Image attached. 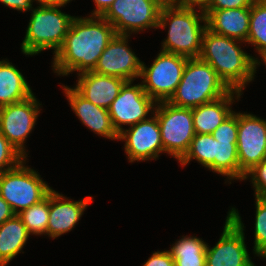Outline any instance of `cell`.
Wrapping results in <instances>:
<instances>
[{
    "mask_svg": "<svg viewBox=\"0 0 266 266\" xmlns=\"http://www.w3.org/2000/svg\"><path fill=\"white\" fill-rule=\"evenodd\" d=\"M115 34L113 25L102 16H75L64 44L52 58V70L63 77L93 71Z\"/></svg>",
    "mask_w": 266,
    "mask_h": 266,
    "instance_id": "obj_1",
    "label": "cell"
},
{
    "mask_svg": "<svg viewBox=\"0 0 266 266\" xmlns=\"http://www.w3.org/2000/svg\"><path fill=\"white\" fill-rule=\"evenodd\" d=\"M246 43L205 29L199 59L210 64L231 90L243 93L257 73L256 60L242 49Z\"/></svg>",
    "mask_w": 266,
    "mask_h": 266,
    "instance_id": "obj_2",
    "label": "cell"
},
{
    "mask_svg": "<svg viewBox=\"0 0 266 266\" xmlns=\"http://www.w3.org/2000/svg\"><path fill=\"white\" fill-rule=\"evenodd\" d=\"M203 24V25H202ZM161 51L191 58L201 52L202 36L207 28L202 8L164 4L159 14L158 29H167Z\"/></svg>",
    "mask_w": 266,
    "mask_h": 266,
    "instance_id": "obj_3",
    "label": "cell"
},
{
    "mask_svg": "<svg viewBox=\"0 0 266 266\" xmlns=\"http://www.w3.org/2000/svg\"><path fill=\"white\" fill-rule=\"evenodd\" d=\"M231 89L210 64L199 58L187 60L182 79L169 103L181 108H195L227 95Z\"/></svg>",
    "mask_w": 266,
    "mask_h": 266,
    "instance_id": "obj_4",
    "label": "cell"
},
{
    "mask_svg": "<svg viewBox=\"0 0 266 266\" xmlns=\"http://www.w3.org/2000/svg\"><path fill=\"white\" fill-rule=\"evenodd\" d=\"M38 5L30 10V20L20 47L21 52L28 57L48 49H52L55 55L64 44L75 17L62 12L58 6Z\"/></svg>",
    "mask_w": 266,
    "mask_h": 266,
    "instance_id": "obj_5",
    "label": "cell"
},
{
    "mask_svg": "<svg viewBox=\"0 0 266 266\" xmlns=\"http://www.w3.org/2000/svg\"><path fill=\"white\" fill-rule=\"evenodd\" d=\"M27 160L0 173V195L15 214L39 203L53 190L38 171L26 165Z\"/></svg>",
    "mask_w": 266,
    "mask_h": 266,
    "instance_id": "obj_6",
    "label": "cell"
},
{
    "mask_svg": "<svg viewBox=\"0 0 266 266\" xmlns=\"http://www.w3.org/2000/svg\"><path fill=\"white\" fill-rule=\"evenodd\" d=\"M245 226L238 209L230 207L215 246L206 247V266H256L245 244Z\"/></svg>",
    "mask_w": 266,
    "mask_h": 266,
    "instance_id": "obj_7",
    "label": "cell"
},
{
    "mask_svg": "<svg viewBox=\"0 0 266 266\" xmlns=\"http://www.w3.org/2000/svg\"><path fill=\"white\" fill-rule=\"evenodd\" d=\"M154 114L159 122L163 153H167L178 162L188 151L196 134L192 109L176 107L169 102H159Z\"/></svg>",
    "mask_w": 266,
    "mask_h": 266,
    "instance_id": "obj_8",
    "label": "cell"
},
{
    "mask_svg": "<svg viewBox=\"0 0 266 266\" xmlns=\"http://www.w3.org/2000/svg\"><path fill=\"white\" fill-rule=\"evenodd\" d=\"M159 52L151 66L142 62L140 74L145 93L156 103L169 101L182 79L184 67L189 59L174 53L161 50Z\"/></svg>",
    "mask_w": 266,
    "mask_h": 266,
    "instance_id": "obj_9",
    "label": "cell"
},
{
    "mask_svg": "<svg viewBox=\"0 0 266 266\" xmlns=\"http://www.w3.org/2000/svg\"><path fill=\"white\" fill-rule=\"evenodd\" d=\"M164 4L160 0H115L102 17L116 34L132 35L157 29Z\"/></svg>",
    "mask_w": 266,
    "mask_h": 266,
    "instance_id": "obj_10",
    "label": "cell"
},
{
    "mask_svg": "<svg viewBox=\"0 0 266 266\" xmlns=\"http://www.w3.org/2000/svg\"><path fill=\"white\" fill-rule=\"evenodd\" d=\"M41 105L33 94L23 101L0 107V132L26 159L25 143L42 111Z\"/></svg>",
    "mask_w": 266,
    "mask_h": 266,
    "instance_id": "obj_11",
    "label": "cell"
},
{
    "mask_svg": "<svg viewBox=\"0 0 266 266\" xmlns=\"http://www.w3.org/2000/svg\"><path fill=\"white\" fill-rule=\"evenodd\" d=\"M133 83L134 81H126L108 108L113 127L118 134L123 131V125L132 126L148 119L154 114L157 104L145 93L141 82Z\"/></svg>",
    "mask_w": 266,
    "mask_h": 266,
    "instance_id": "obj_12",
    "label": "cell"
},
{
    "mask_svg": "<svg viewBox=\"0 0 266 266\" xmlns=\"http://www.w3.org/2000/svg\"><path fill=\"white\" fill-rule=\"evenodd\" d=\"M237 152L242 181L248 171L266 159V119L238 112Z\"/></svg>",
    "mask_w": 266,
    "mask_h": 266,
    "instance_id": "obj_13",
    "label": "cell"
},
{
    "mask_svg": "<svg viewBox=\"0 0 266 266\" xmlns=\"http://www.w3.org/2000/svg\"><path fill=\"white\" fill-rule=\"evenodd\" d=\"M118 140L124 141V151L130 163L159 159L163 145L157 116L152 114L148 119L124 128Z\"/></svg>",
    "mask_w": 266,
    "mask_h": 266,
    "instance_id": "obj_14",
    "label": "cell"
},
{
    "mask_svg": "<svg viewBox=\"0 0 266 266\" xmlns=\"http://www.w3.org/2000/svg\"><path fill=\"white\" fill-rule=\"evenodd\" d=\"M130 35L115 34L101 54L93 72L135 81L140 78L142 62L129 46Z\"/></svg>",
    "mask_w": 266,
    "mask_h": 266,
    "instance_id": "obj_15",
    "label": "cell"
},
{
    "mask_svg": "<svg viewBox=\"0 0 266 266\" xmlns=\"http://www.w3.org/2000/svg\"><path fill=\"white\" fill-rule=\"evenodd\" d=\"M92 201V196L74 201L53 189L49 193L48 237L56 239L72 231Z\"/></svg>",
    "mask_w": 266,
    "mask_h": 266,
    "instance_id": "obj_16",
    "label": "cell"
},
{
    "mask_svg": "<svg viewBox=\"0 0 266 266\" xmlns=\"http://www.w3.org/2000/svg\"><path fill=\"white\" fill-rule=\"evenodd\" d=\"M70 108L83 125L94 134L106 139L117 140L119 134L113 127L111 117L107 109L101 108L83 97L74 87L61 85Z\"/></svg>",
    "mask_w": 266,
    "mask_h": 266,
    "instance_id": "obj_17",
    "label": "cell"
},
{
    "mask_svg": "<svg viewBox=\"0 0 266 266\" xmlns=\"http://www.w3.org/2000/svg\"><path fill=\"white\" fill-rule=\"evenodd\" d=\"M77 79L73 87L87 100L107 110L126 82L122 78L93 71L78 74Z\"/></svg>",
    "mask_w": 266,
    "mask_h": 266,
    "instance_id": "obj_18",
    "label": "cell"
},
{
    "mask_svg": "<svg viewBox=\"0 0 266 266\" xmlns=\"http://www.w3.org/2000/svg\"><path fill=\"white\" fill-rule=\"evenodd\" d=\"M203 11L209 30L246 43L249 33L250 7L203 9Z\"/></svg>",
    "mask_w": 266,
    "mask_h": 266,
    "instance_id": "obj_19",
    "label": "cell"
},
{
    "mask_svg": "<svg viewBox=\"0 0 266 266\" xmlns=\"http://www.w3.org/2000/svg\"><path fill=\"white\" fill-rule=\"evenodd\" d=\"M243 93L231 90L218 100L192 108L193 124L196 134H212L213 131L234 110L232 105L240 100Z\"/></svg>",
    "mask_w": 266,
    "mask_h": 266,
    "instance_id": "obj_20",
    "label": "cell"
},
{
    "mask_svg": "<svg viewBox=\"0 0 266 266\" xmlns=\"http://www.w3.org/2000/svg\"><path fill=\"white\" fill-rule=\"evenodd\" d=\"M22 72L8 59L0 60V107L23 101L34 93Z\"/></svg>",
    "mask_w": 266,
    "mask_h": 266,
    "instance_id": "obj_21",
    "label": "cell"
},
{
    "mask_svg": "<svg viewBox=\"0 0 266 266\" xmlns=\"http://www.w3.org/2000/svg\"><path fill=\"white\" fill-rule=\"evenodd\" d=\"M30 234L21 219L15 214L0 225V266H7L23 248Z\"/></svg>",
    "mask_w": 266,
    "mask_h": 266,
    "instance_id": "obj_22",
    "label": "cell"
},
{
    "mask_svg": "<svg viewBox=\"0 0 266 266\" xmlns=\"http://www.w3.org/2000/svg\"><path fill=\"white\" fill-rule=\"evenodd\" d=\"M174 242L169 252L175 266H206V241L202 238L186 235Z\"/></svg>",
    "mask_w": 266,
    "mask_h": 266,
    "instance_id": "obj_23",
    "label": "cell"
},
{
    "mask_svg": "<svg viewBox=\"0 0 266 266\" xmlns=\"http://www.w3.org/2000/svg\"><path fill=\"white\" fill-rule=\"evenodd\" d=\"M214 173L226 177L225 183L240 180V166L237 142H224L215 139Z\"/></svg>",
    "mask_w": 266,
    "mask_h": 266,
    "instance_id": "obj_24",
    "label": "cell"
},
{
    "mask_svg": "<svg viewBox=\"0 0 266 266\" xmlns=\"http://www.w3.org/2000/svg\"><path fill=\"white\" fill-rule=\"evenodd\" d=\"M246 44H251L259 59L266 54V0H254L250 7L249 33ZM258 55V57H257Z\"/></svg>",
    "mask_w": 266,
    "mask_h": 266,
    "instance_id": "obj_25",
    "label": "cell"
},
{
    "mask_svg": "<svg viewBox=\"0 0 266 266\" xmlns=\"http://www.w3.org/2000/svg\"><path fill=\"white\" fill-rule=\"evenodd\" d=\"M215 138L212 134H195L188 151L178 161L182 167L195 160L214 173Z\"/></svg>",
    "mask_w": 266,
    "mask_h": 266,
    "instance_id": "obj_26",
    "label": "cell"
},
{
    "mask_svg": "<svg viewBox=\"0 0 266 266\" xmlns=\"http://www.w3.org/2000/svg\"><path fill=\"white\" fill-rule=\"evenodd\" d=\"M18 217L30 235L47 236V226L49 222V194L37 204L20 211Z\"/></svg>",
    "mask_w": 266,
    "mask_h": 266,
    "instance_id": "obj_27",
    "label": "cell"
},
{
    "mask_svg": "<svg viewBox=\"0 0 266 266\" xmlns=\"http://www.w3.org/2000/svg\"><path fill=\"white\" fill-rule=\"evenodd\" d=\"M255 223L253 254L259 258L266 255V200L255 197Z\"/></svg>",
    "mask_w": 266,
    "mask_h": 266,
    "instance_id": "obj_28",
    "label": "cell"
},
{
    "mask_svg": "<svg viewBox=\"0 0 266 266\" xmlns=\"http://www.w3.org/2000/svg\"><path fill=\"white\" fill-rule=\"evenodd\" d=\"M25 157L0 132V173L15 168Z\"/></svg>",
    "mask_w": 266,
    "mask_h": 266,
    "instance_id": "obj_29",
    "label": "cell"
},
{
    "mask_svg": "<svg viewBox=\"0 0 266 266\" xmlns=\"http://www.w3.org/2000/svg\"><path fill=\"white\" fill-rule=\"evenodd\" d=\"M251 179L254 196L266 200V159L245 174L244 180Z\"/></svg>",
    "mask_w": 266,
    "mask_h": 266,
    "instance_id": "obj_30",
    "label": "cell"
},
{
    "mask_svg": "<svg viewBox=\"0 0 266 266\" xmlns=\"http://www.w3.org/2000/svg\"><path fill=\"white\" fill-rule=\"evenodd\" d=\"M238 134V112L233 111L224 121L213 131V137L218 141L237 142Z\"/></svg>",
    "mask_w": 266,
    "mask_h": 266,
    "instance_id": "obj_31",
    "label": "cell"
},
{
    "mask_svg": "<svg viewBox=\"0 0 266 266\" xmlns=\"http://www.w3.org/2000/svg\"><path fill=\"white\" fill-rule=\"evenodd\" d=\"M254 0H209L204 9H230L251 7Z\"/></svg>",
    "mask_w": 266,
    "mask_h": 266,
    "instance_id": "obj_32",
    "label": "cell"
},
{
    "mask_svg": "<svg viewBox=\"0 0 266 266\" xmlns=\"http://www.w3.org/2000/svg\"><path fill=\"white\" fill-rule=\"evenodd\" d=\"M142 266H175L169 250L155 251Z\"/></svg>",
    "mask_w": 266,
    "mask_h": 266,
    "instance_id": "obj_33",
    "label": "cell"
},
{
    "mask_svg": "<svg viewBox=\"0 0 266 266\" xmlns=\"http://www.w3.org/2000/svg\"><path fill=\"white\" fill-rule=\"evenodd\" d=\"M37 0H0L5 7L20 11V12H29L33 8V3Z\"/></svg>",
    "mask_w": 266,
    "mask_h": 266,
    "instance_id": "obj_34",
    "label": "cell"
},
{
    "mask_svg": "<svg viewBox=\"0 0 266 266\" xmlns=\"http://www.w3.org/2000/svg\"><path fill=\"white\" fill-rule=\"evenodd\" d=\"M95 9L92 10L90 16H102L115 0H92Z\"/></svg>",
    "mask_w": 266,
    "mask_h": 266,
    "instance_id": "obj_35",
    "label": "cell"
},
{
    "mask_svg": "<svg viewBox=\"0 0 266 266\" xmlns=\"http://www.w3.org/2000/svg\"><path fill=\"white\" fill-rule=\"evenodd\" d=\"M14 215L10 205L0 195V225Z\"/></svg>",
    "mask_w": 266,
    "mask_h": 266,
    "instance_id": "obj_36",
    "label": "cell"
},
{
    "mask_svg": "<svg viewBox=\"0 0 266 266\" xmlns=\"http://www.w3.org/2000/svg\"><path fill=\"white\" fill-rule=\"evenodd\" d=\"M209 0H179V6L196 7L204 9Z\"/></svg>",
    "mask_w": 266,
    "mask_h": 266,
    "instance_id": "obj_37",
    "label": "cell"
},
{
    "mask_svg": "<svg viewBox=\"0 0 266 266\" xmlns=\"http://www.w3.org/2000/svg\"><path fill=\"white\" fill-rule=\"evenodd\" d=\"M38 4L46 5V6H58L65 7L67 3L72 2V0H37Z\"/></svg>",
    "mask_w": 266,
    "mask_h": 266,
    "instance_id": "obj_38",
    "label": "cell"
},
{
    "mask_svg": "<svg viewBox=\"0 0 266 266\" xmlns=\"http://www.w3.org/2000/svg\"><path fill=\"white\" fill-rule=\"evenodd\" d=\"M261 59H257L256 60V68H258L260 66V64H264L266 67V54H263L261 57H259Z\"/></svg>",
    "mask_w": 266,
    "mask_h": 266,
    "instance_id": "obj_39",
    "label": "cell"
},
{
    "mask_svg": "<svg viewBox=\"0 0 266 266\" xmlns=\"http://www.w3.org/2000/svg\"><path fill=\"white\" fill-rule=\"evenodd\" d=\"M163 4H173L179 6V0H160Z\"/></svg>",
    "mask_w": 266,
    "mask_h": 266,
    "instance_id": "obj_40",
    "label": "cell"
},
{
    "mask_svg": "<svg viewBox=\"0 0 266 266\" xmlns=\"http://www.w3.org/2000/svg\"><path fill=\"white\" fill-rule=\"evenodd\" d=\"M260 259L266 260V255H265V256H263V257H261Z\"/></svg>",
    "mask_w": 266,
    "mask_h": 266,
    "instance_id": "obj_41",
    "label": "cell"
}]
</instances>
